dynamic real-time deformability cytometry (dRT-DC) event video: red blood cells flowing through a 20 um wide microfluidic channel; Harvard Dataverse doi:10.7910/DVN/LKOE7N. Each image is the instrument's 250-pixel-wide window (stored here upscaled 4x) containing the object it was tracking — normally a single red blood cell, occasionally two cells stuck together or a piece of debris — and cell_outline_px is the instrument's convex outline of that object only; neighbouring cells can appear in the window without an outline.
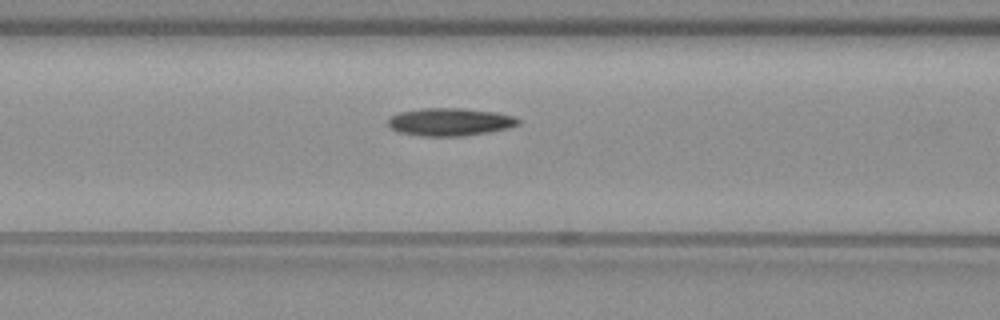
{"species": "common noctule bat (a hibernating species)", "species_latin": "Nyctalus noctula", "temperature_condition": "warm", "stored_images_in_passage": 18, "camera_frame_rate_fps": 3000, "um_per_image_px": 0.085, "animal": {"sex": "female", "body_mass_g": 19.3, "forearm_length_mm": 54.1}, "frame": {"image": 1, "passage_image": 6, "time_ms": 1.667, "image_size_px": [1000, 320], "cell_outline_px": [[520, 124], [504, 128], [484, 132], [460, 136], [420, 136], [400, 132], [392, 128], [388, 124], [388, 116], [400, 112], [420, 108], [460, 108], [496, 112], [512, 116], [520, 120]], "centroid_in_image_um": [38.18, 10.35], "position_along_channel_um": 128.4, "area_um2": 20.81}}